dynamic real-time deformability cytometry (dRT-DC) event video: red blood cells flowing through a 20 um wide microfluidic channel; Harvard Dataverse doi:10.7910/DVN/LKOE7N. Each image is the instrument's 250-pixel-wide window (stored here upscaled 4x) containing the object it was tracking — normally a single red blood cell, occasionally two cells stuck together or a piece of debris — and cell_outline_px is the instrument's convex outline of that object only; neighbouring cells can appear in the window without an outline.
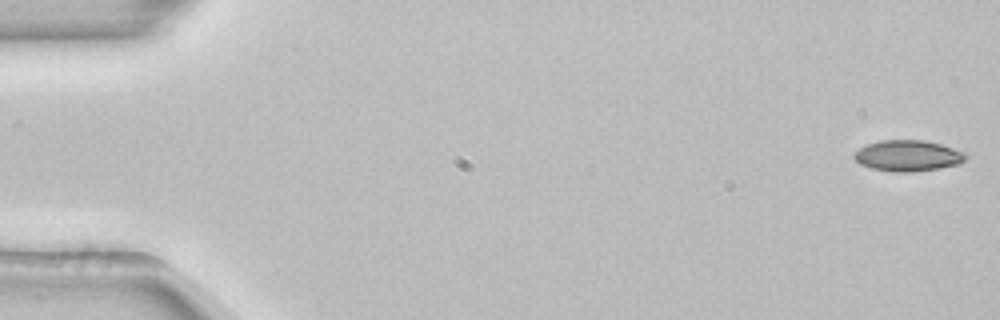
{"species": "common noctule bat (a hibernating species)", "species_latin": "Nyctalus noctula", "temperature_condition": "room temperature", "stored_images_in_passage": 53, "camera_frame_rate_fps": 3000, "um_per_image_px": 0.085, "animal": {"sex": "female", "body_mass_g": 22.7, "forearm_length_mm": 54.2}, "frame": {"image": 1, "passage_image": 1, "time_ms": 0.0, "image_size_px": [1000, 320], "cell_outline_px": [[968, 156], [960, 164], [940, 168], [912, 172], [896, 172], [872, 168], [860, 164], [852, 156], [852, 152], [868, 144], [880, 140], [924, 140], [940, 144], [964, 152]], "centroid_in_image_um": [77.16, 13.23], "position_along_channel_um": 7.8, "area_um2": 20.17}}
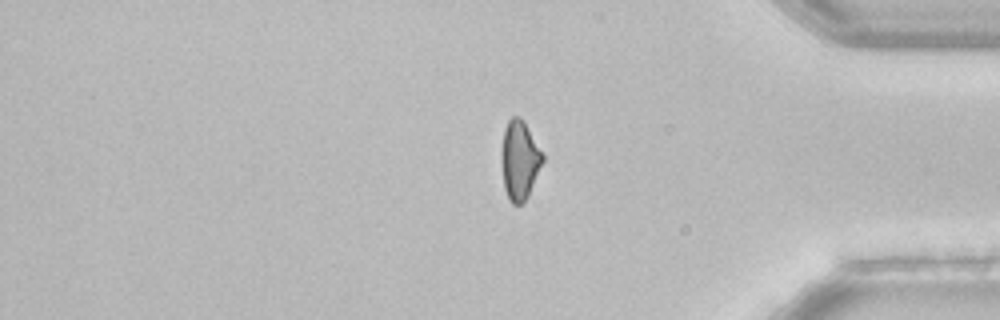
{"frame": {"image": 2, "passage_image": 44, "time_ms": 14.333, "image_size_px": [1000, 320], "cell_outline_px": [[544, 160], [528, 196], [524, 204], [512, 204], [508, 200], [504, 188], [500, 160], [500, 156], [504, 128], [508, 120], [512, 116], [520, 116], [524, 120], [544, 156]], "centroid_in_image_um": [44.14, 13.62], "position_along_channel_um": 391.1, "area_um2": 19.36}}
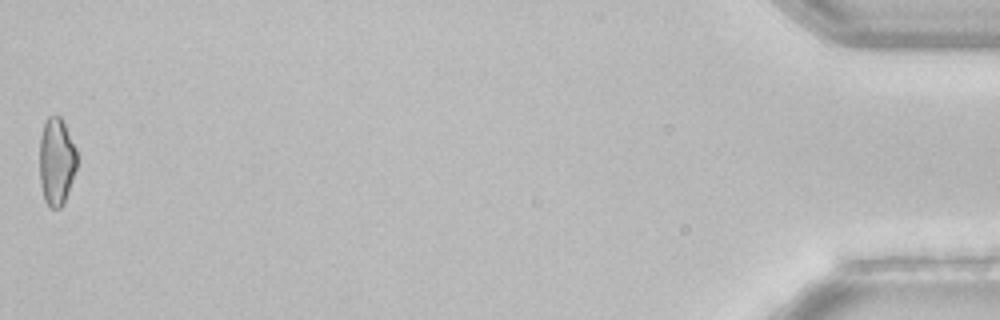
{"frame": {"image": 3, "passage_image": 53, "time_ms": 17.333, "image_size_px": [1000, 320], "cell_outline_px": [[76, 168], [64, 204], [60, 208], [52, 208], [44, 200], [40, 184], [40, 136], [44, 124], [48, 116], [60, 116], [76, 148]], "centroid_in_image_um": [4.79, 13.74], "position_along_channel_um": 430.4, "area_um2": 18.9}, "authors_computed_cell_mechanics": {"area_um2": 20.1722, "velocity_mm_per_s": 3.8842, "shape_relaxation_time_tau1_ms": 8.4881, "shape_relaxation_time_tau2_ms": null, "deformation_change_tau1": 0.1609, "deformation_change_tau2": null}}